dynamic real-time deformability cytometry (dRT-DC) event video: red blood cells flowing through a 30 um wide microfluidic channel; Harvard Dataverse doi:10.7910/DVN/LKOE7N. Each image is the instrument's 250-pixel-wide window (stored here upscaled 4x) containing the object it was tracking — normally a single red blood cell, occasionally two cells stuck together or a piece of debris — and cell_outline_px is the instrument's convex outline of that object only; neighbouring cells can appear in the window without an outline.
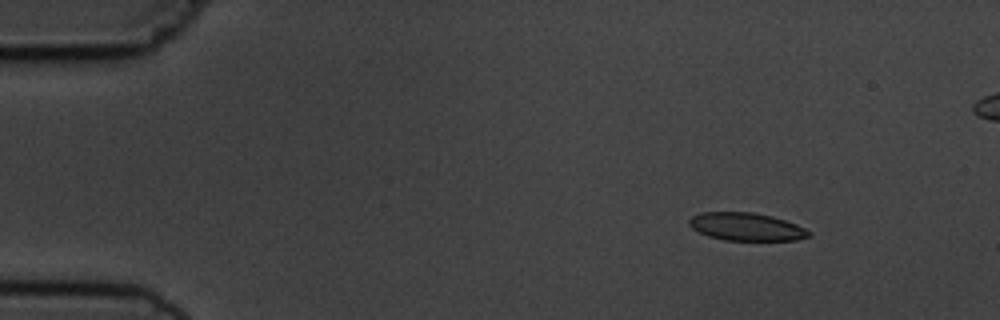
{"species": "common noctule bat (a hibernating species)", "species_latin": "Nyctalus noctula", "temperature_condition": "cold", "stored_images_in_passage": 6, "camera_frame_rate_fps": 3000, "um_per_image_px": 0.085, "animal": {"sex": "male", "body_mass_g": 19.5, "forearm_length_mm": 54.6}, "frame": {"image": 1, "passage_image": 2, "time_ms": 2.0, "image_size_px": [1000, 320], "cell_outline_px": [[812, 236], [796, 240], [724, 240], [708, 236], [692, 228], [688, 224], [688, 220], [692, 216], [700, 212], [752, 212], [772, 216], [796, 224], [812, 232]], "centroid_in_image_um": [63.44, 19.27], "position_along_channel_um": 21.6, "area_um2": 19.48}}
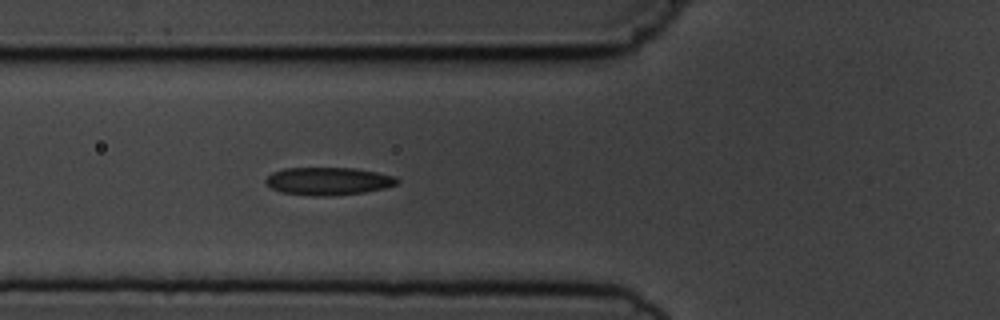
{"frame": {"image": 2, "passage_image": 6, "time_ms": 6.333, "image_size_px": [1000, 320], "cell_outline_px": [[400, 180], [396, 184], [384, 188], [364, 192], [332, 196], [312, 196], [280, 192], [272, 188], [264, 180], [272, 172], [284, 168], [356, 168], [396, 176]], "centroid_in_image_um": [27.9, 15.4], "position_along_channel_um": 97.9, "area_um2": 21.33}}